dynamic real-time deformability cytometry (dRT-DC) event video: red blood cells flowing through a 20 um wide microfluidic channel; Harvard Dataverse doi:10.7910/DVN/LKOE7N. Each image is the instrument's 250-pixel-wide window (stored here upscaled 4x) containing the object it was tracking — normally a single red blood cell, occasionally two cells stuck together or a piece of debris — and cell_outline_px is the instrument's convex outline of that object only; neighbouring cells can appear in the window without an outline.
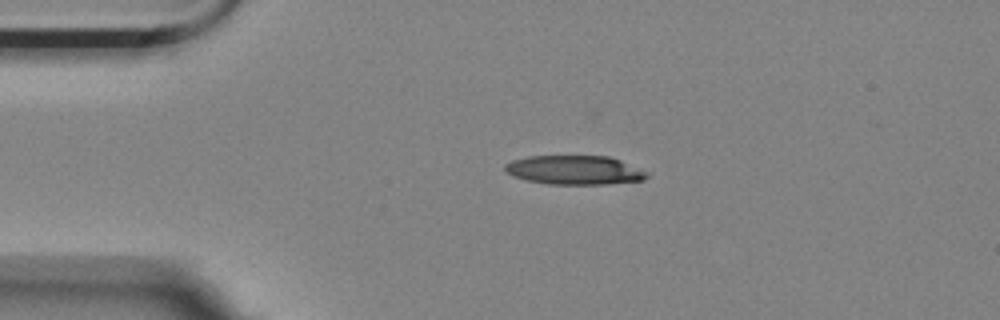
{"species": "Egyptian fruit bat (a non-hibernating species)", "species_latin": "Rousettus aegyptiacus", "temperature_condition": "room temperature", "stored_images_in_passage": 1, "camera_frame_rate_fps": 3000, "um_per_image_px": 0.085, "animal": {"sex": "female"}, "frame": {"image": 1, "passage_image": 1, "time_ms": 0.0, "image_size_px": [1000, 320], "cell_outline_px": [[648, 176], [644, 180], [604, 184], [548, 184], [528, 180], [512, 176], [504, 168], [504, 164], [512, 160], [528, 156], [608, 156], [620, 160], [648, 172]], "centroid_in_image_um": [48.83, 14.45], "position_along_channel_um": 36.2, "area_um2": 23.93}}